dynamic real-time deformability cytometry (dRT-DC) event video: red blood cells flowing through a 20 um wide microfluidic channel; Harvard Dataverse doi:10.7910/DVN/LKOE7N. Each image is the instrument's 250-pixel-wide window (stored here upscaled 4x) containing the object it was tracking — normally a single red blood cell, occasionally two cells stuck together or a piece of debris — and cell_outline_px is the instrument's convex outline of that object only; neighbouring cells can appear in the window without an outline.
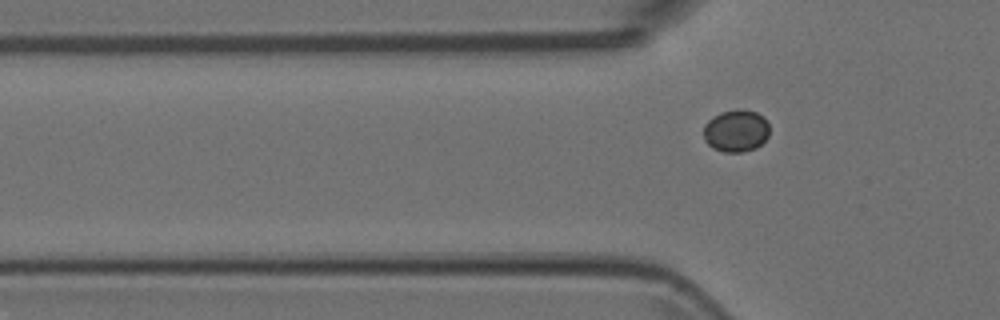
{"species": "Egyptian fruit bat (a non-hibernating species)", "species_latin": "Rousettus aegyptiacus", "temperature_condition": "room temperature", "stored_images_in_passage": 5, "camera_frame_rate_fps": 3000, "um_per_image_px": 0.085, "animal": {"sex": "female"}, "frame": {"image": 1, "passage_image": 5, "time_ms": 1.333, "image_size_px": [1000, 320], "cell_outline_px": [[768, 136], [756, 148], [740, 152], [724, 152], [712, 148], [704, 140], [704, 124], [708, 120], [720, 112], [736, 108], [740, 108], [756, 112], [764, 116], [768, 124]], "centroid_in_image_um": [62.55, 11.1], "position_along_channel_um": 63.3, "area_um2": 16.36}}